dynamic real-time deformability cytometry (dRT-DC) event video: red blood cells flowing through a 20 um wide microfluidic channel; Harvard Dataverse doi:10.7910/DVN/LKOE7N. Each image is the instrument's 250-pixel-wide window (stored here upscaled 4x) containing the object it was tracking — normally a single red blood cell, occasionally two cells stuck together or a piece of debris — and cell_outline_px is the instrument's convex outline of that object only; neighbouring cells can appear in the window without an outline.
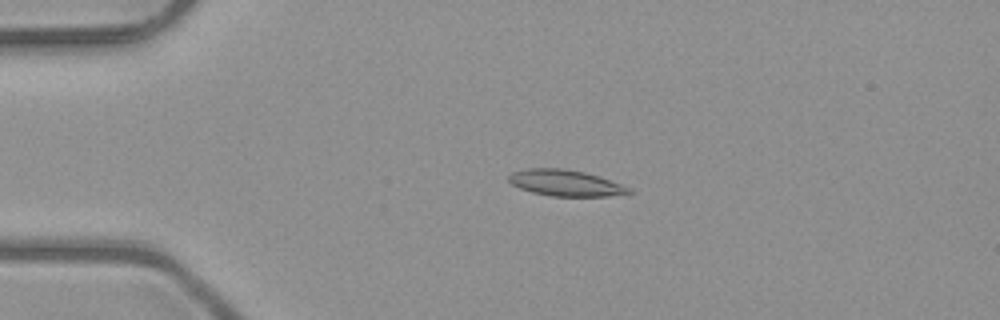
{"species": "common noctule bat (a hibernating species)", "species_latin": "Nyctalus noctula", "temperature_condition": "room temperature", "stored_images_in_passage": 44, "camera_frame_rate_fps": 3000, "um_per_image_px": 0.085, "animal": {"sex": "male", "body_mass_g": 23.1, "forearm_length_mm": 52.7}, "frame": {"image": 1, "passage_image": 4, "time_ms": 1.0, "image_size_px": [1000, 320], "cell_outline_px": [[632, 192], [628, 196], [552, 196], [532, 192], [520, 188], [512, 184], [508, 180], [508, 176], [512, 172], [528, 168], [560, 168], [584, 172], [600, 176], [632, 188]], "centroid_in_image_um": [48.14, 15.56], "position_along_channel_um": 36.9, "area_um2": 18.55}}
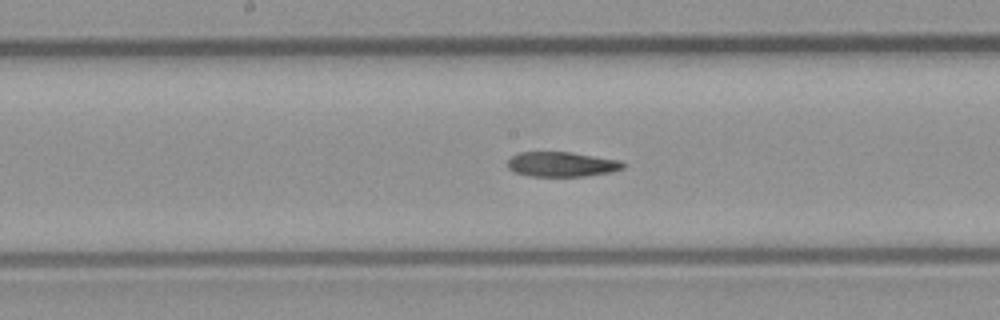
{"frame": {"image": 2, "passage_image": 19, "time_ms": 6.0, "image_size_px": [1000, 320], "cell_outline_px": [[624, 168], [612, 172], [584, 176], [528, 176], [512, 172], [508, 168], [508, 160], [512, 156], [520, 152], [572, 152], [620, 160], [624, 164]], "centroid_in_image_um": [47.73, 13.96], "position_along_channel_um": 200.5, "area_um2": 16.82}}
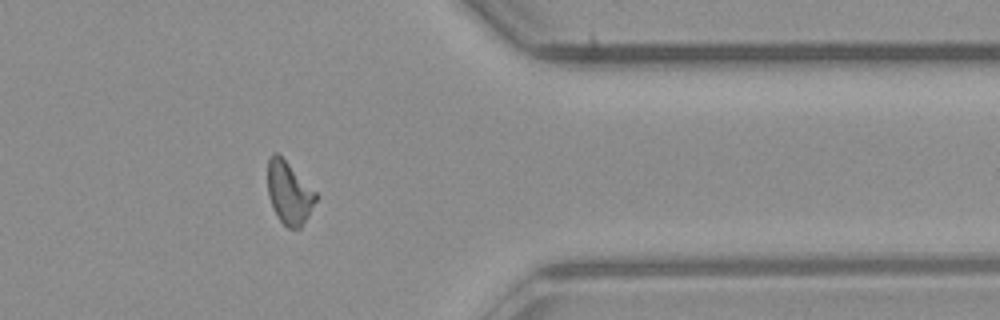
{"frame": {"image": 3, "passage_image": 34, "time_ms": 11.0, "image_size_px": [1000, 320], "cell_outline_px": [[320, 196], [308, 216], [300, 228], [288, 228], [280, 220], [268, 196], [268, 160], [272, 152], [276, 152]], "centroid_in_image_um": [24.59, 16.4], "position_along_channel_um": 386.8, "area_um2": 17.22}, "authors_computed_cell_mechanics": {"area_um2": 17.6868, "velocity_mm_per_s": 4.0414, "shape_relaxation_time_tau1_ms": 6.8092, "shape_relaxation_time_tau2_ms": 4.1929, "deformation_change_tau1": 0.1823, "deformation_change_tau2": 0.1137}}